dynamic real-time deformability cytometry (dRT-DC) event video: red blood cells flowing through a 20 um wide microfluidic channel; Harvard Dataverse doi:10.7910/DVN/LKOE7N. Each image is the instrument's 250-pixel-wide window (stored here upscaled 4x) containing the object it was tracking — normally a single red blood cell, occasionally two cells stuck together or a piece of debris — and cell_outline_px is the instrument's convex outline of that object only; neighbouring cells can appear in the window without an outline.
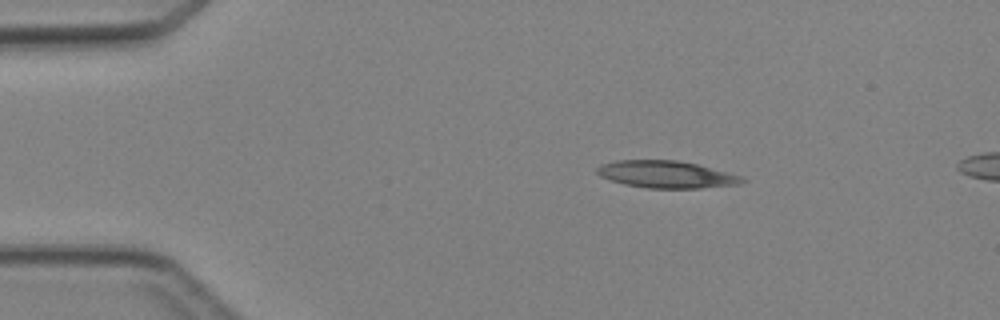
{"species": "Egyptian fruit bat (a non-hibernating species)", "species_latin": "Rousettus aegyptiacus", "temperature_condition": "cold", "stored_images_in_passage": 3, "camera_frame_rate_fps": 3000, "um_per_image_px": 0.085, "animal": {"sex": "female"}, "frame": {"image": 1, "passage_image": 1, "time_ms": 0.0, "image_size_px": [1000, 320], "cell_outline_px": [[748, 180], [740, 184], [700, 188], [648, 188], [624, 184], [600, 176], [596, 172], [596, 168], [600, 164], [616, 160], [676, 160], [696, 164], [744, 176]], "centroid_in_image_um": [56.66, 14.82], "position_along_channel_um": 28.3, "area_um2": 23.0}}